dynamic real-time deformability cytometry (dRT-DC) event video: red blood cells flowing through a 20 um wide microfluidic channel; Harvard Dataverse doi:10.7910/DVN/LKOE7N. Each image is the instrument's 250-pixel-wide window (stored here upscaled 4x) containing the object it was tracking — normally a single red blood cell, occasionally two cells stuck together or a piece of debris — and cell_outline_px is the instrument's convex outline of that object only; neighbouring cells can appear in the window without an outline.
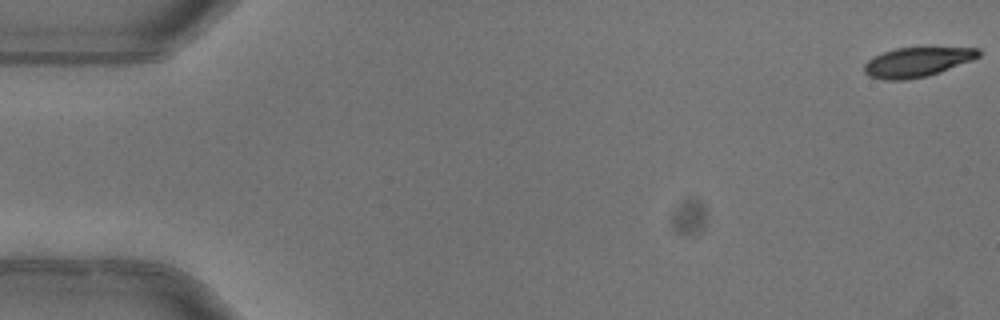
{"species": "common noctule bat (a hibernating species)", "species_latin": "Nyctalus noctula", "temperature_condition": "warm", "stored_images_in_passage": 5, "segment_of_instrument_passage": [2, 2], "camera_frame_rate_fps": 3000, "um_per_image_px": 0.085, "animal": {"sex": "female"}, "frame": {"image": 1, "passage_image": 5, "time_ms": 1.333, "image_size_px": [1000, 320], "cell_outline_px": [[980, 56], [972, 60], [940, 72], [928, 76], [904, 80], [884, 80], [868, 76], [864, 72], [864, 64], [872, 56], [896, 48], [928, 44], [980, 48]], "centroid_in_image_um": [78.01, 5.21], "position_along_channel_um": 7.0, "area_um2": 20.87}}